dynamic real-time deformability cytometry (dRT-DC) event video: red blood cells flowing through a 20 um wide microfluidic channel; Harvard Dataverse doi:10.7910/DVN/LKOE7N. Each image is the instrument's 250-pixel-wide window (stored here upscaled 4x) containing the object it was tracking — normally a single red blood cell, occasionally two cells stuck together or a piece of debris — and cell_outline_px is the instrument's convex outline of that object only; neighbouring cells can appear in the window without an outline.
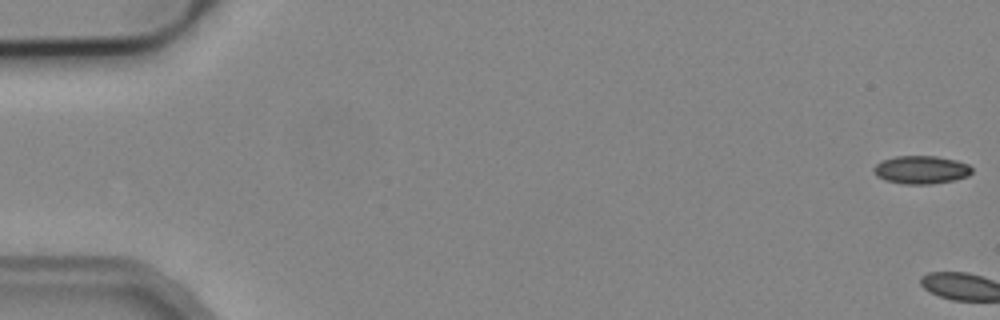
{"species": "common noctule bat (a hibernating species)", "species_latin": "Nyctalus noctula", "temperature_condition": "cold", "stored_images_in_passage": 6, "camera_frame_rate_fps": 3000, "um_per_image_px": 0.085, "animal": {"sex": "male", "body_mass_g": 19.2, "forearm_length_mm": 51.8}, "frame": {"image": 1, "passage_image": 1, "time_ms": 0.0, "image_size_px": [1000, 320], "cell_outline_px": [[972, 172], [968, 176], [956, 180], [932, 184], [904, 184], [884, 180], [876, 176], [872, 172], [872, 168], [880, 160], [896, 156], [936, 156], [956, 160], [968, 164], [972, 168]], "centroid_in_image_um": [78.27, 14.43], "position_along_channel_um": 6.7, "area_um2": 16.36}}